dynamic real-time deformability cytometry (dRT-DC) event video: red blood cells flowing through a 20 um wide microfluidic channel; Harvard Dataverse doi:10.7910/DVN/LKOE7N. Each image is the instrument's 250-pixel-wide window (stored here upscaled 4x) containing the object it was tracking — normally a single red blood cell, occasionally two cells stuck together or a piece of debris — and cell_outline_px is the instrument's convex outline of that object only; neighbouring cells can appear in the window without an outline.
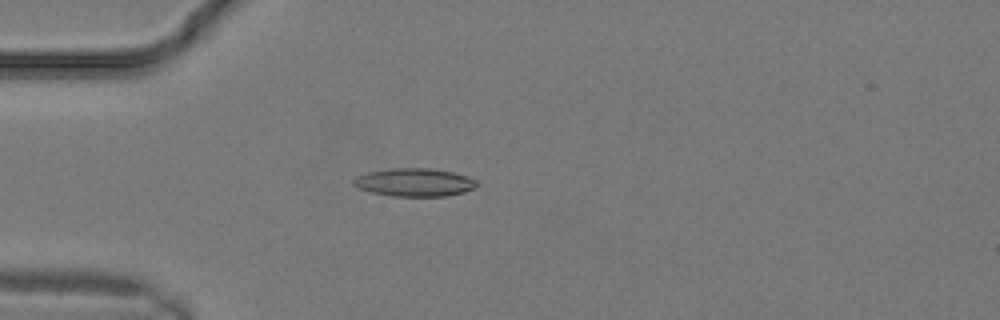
{"species": "common noctule bat (a hibernating species)", "species_latin": "Nyctalus noctula", "temperature_condition": "warm", "stored_images_in_passage": 11, "camera_frame_rate_fps": 3000, "um_per_image_px": 0.085, "animal": {"sex": "male", "body_mass_g": 19.2, "forearm_length_mm": 51.8}, "frame": {"image": 1, "passage_image": 4, "time_ms": 1.0, "image_size_px": [1000, 320], "cell_outline_px": [[480, 184], [464, 192], [448, 196], [392, 196], [372, 192], [360, 188], [352, 184], [352, 180], [356, 176], [368, 172], [392, 168], [428, 168], [452, 172], [468, 176], [476, 180]], "centroid_in_image_um": [35.24, 15.5], "position_along_channel_um": 49.8, "area_um2": 20.17}}
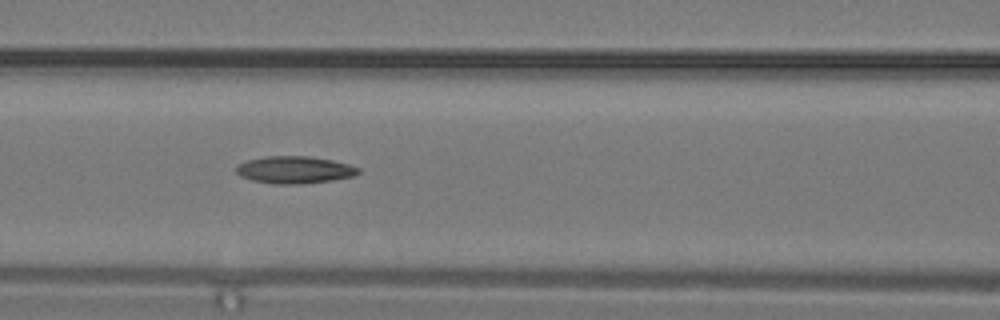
{"frame": {"image": 2, "passage_image": 8, "time_ms": 2.333, "image_size_px": [1000, 320], "cell_outline_px": [[360, 172], [356, 176], [332, 180], [304, 184], [272, 184], [252, 180], [240, 176], [236, 172], [236, 164], [248, 160], [264, 156], [308, 156], [332, 160], [348, 164], [360, 168]], "centroid_in_image_um": [25.03, 14.44], "position_along_channel_um": 141.6, "area_um2": 19.59}}
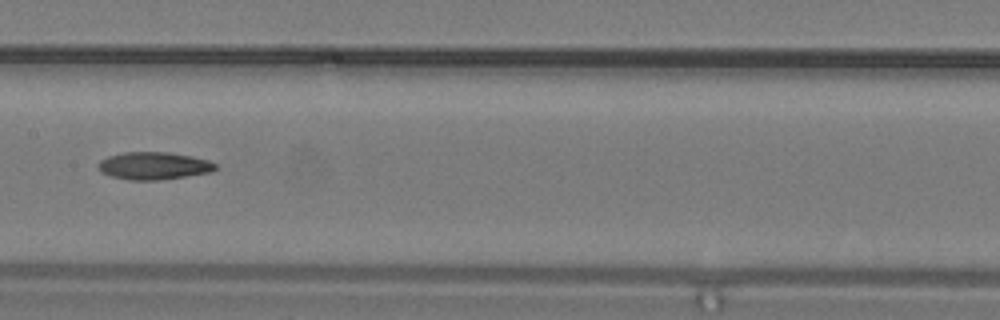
{"frame": {"image": 3, "passage_image": 10, "time_ms": 3.0, "image_size_px": [1000, 320], "cell_outline_px": [[216, 168], [212, 172], [160, 180], [132, 180], [112, 176], [100, 172], [96, 168], [96, 164], [100, 160], [108, 156], [124, 152], [168, 152], [192, 156], [208, 160], [216, 164]], "centroid_in_image_um": [13.04, 14.09], "position_along_channel_um": 194.4, "area_um2": 18.9}}